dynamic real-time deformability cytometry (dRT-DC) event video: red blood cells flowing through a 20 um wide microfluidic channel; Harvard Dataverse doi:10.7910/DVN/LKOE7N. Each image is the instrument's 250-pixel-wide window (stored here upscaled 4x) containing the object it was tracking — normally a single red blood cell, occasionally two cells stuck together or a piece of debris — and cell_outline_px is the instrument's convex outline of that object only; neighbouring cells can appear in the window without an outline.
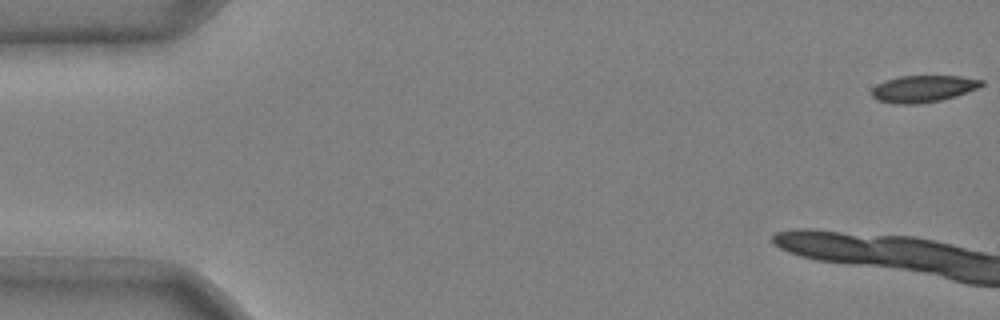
{"species": "common noctule bat (a hibernating species)", "species_latin": "Nyctalus noctula", "temperature_condition": "cold", "stored_images_in_passage": 11, "camera_frame_rate_fps": 3000, "um_per_image_px": 0.085, "animal": {"sex": "male", "body_mass_g": 20.4}, "frame": {"image": 1, "passage_image": 1, "time_ms": 0.0, "image_size_px": [1000, 320], "cell_outline_px": [[984, 84], [976, 88], [956, 96], [940, 100], [916, 104], [896, 104], [876, 100], [872, 96], [872, 88], [876, 84], [884, 80], [900, 76], [960, 76], [984, 80]], "centroid_in_image_um": [78.43, 7.54], "position_along_channel_um": 6.6, "area_um2": 17.17}}